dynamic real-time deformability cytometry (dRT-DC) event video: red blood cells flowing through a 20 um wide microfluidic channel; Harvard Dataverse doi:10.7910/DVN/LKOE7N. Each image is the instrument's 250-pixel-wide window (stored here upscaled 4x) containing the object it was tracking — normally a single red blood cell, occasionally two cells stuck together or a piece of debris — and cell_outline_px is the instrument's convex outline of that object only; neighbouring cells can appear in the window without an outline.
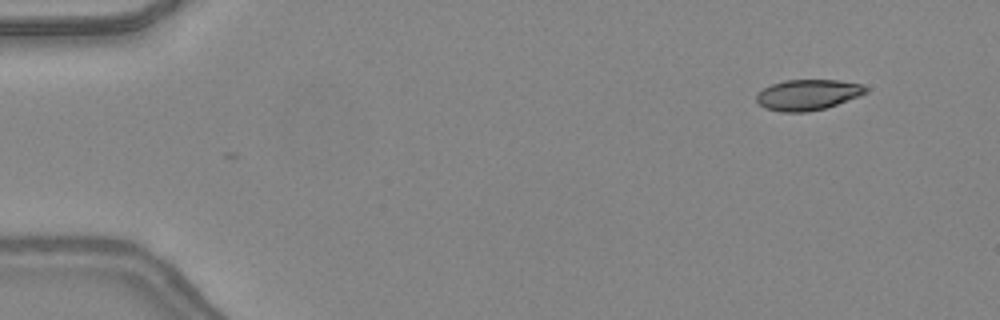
{"species": "common noctule bat (a hibernating species)", "species_latin": "Nyctalus noctula", "temperature_condition": "warm", "stored_images_in_passage": 45, "camera_frame_rate_fps": 3000, "um_per_image_px": 0.085, "animal": {"sex": "female", "body_mass_g": 24.6, "forearm_length_mm": 56.2}, "frame": {"image": 1, "passage_image": 2, "time_ms": 0.333, "image_size_px": [1000, 320], "cell_outline_px": [[868, 92], [860, 96], [824, 108], [808, 112], [780, 112], [764, 108], [756, 100], [756, 96], [764, 88], [772, 84], [784, 80], [840, 80], [860, 84], [868, 88]], "centroid_in_image_um": [68.67, 8.06], "position_along_channel_um": 16.3, "area_um2": 19.48}}
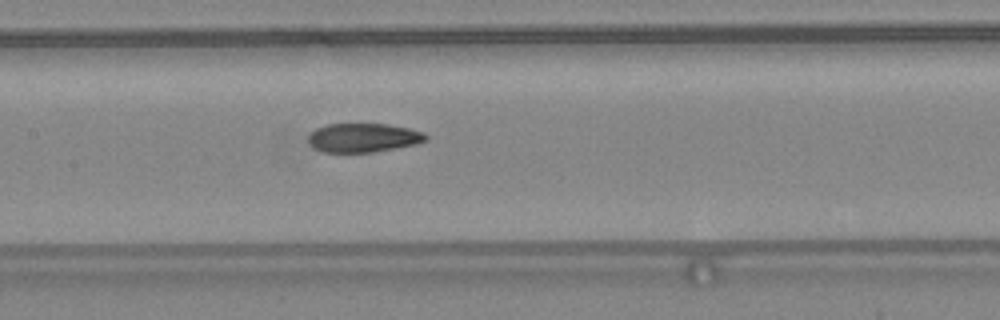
{"frame": {"image": 2, "passage_image": 21, "time_ms": 6.667, "image_size_px": [1000, 320], "cell_outline_px": [[428, 140], [416, 144], [396, 148], [372, 152], [320, 152], [312, 148], [308, 140], [308, 136], [316, 128], [328, 124], [388, 124], [408, 128], [424, 132], [428, 136]], "centroid_in_image_um": [30.88, 11.71], "position_along_channel_um": 176.5, "area_um2": 19.94}}
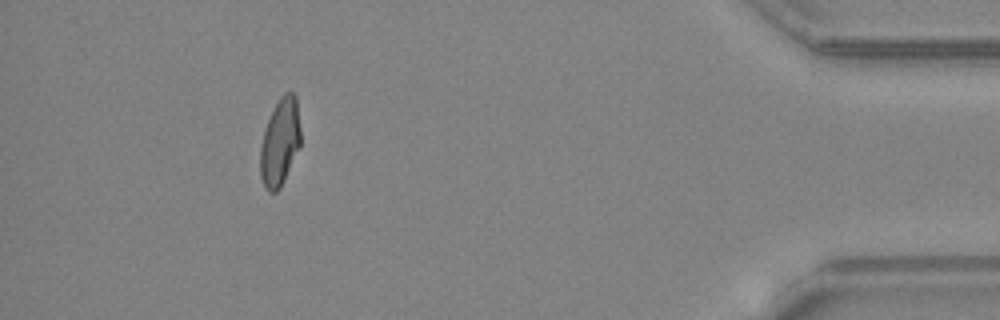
{"frame": {"image": 3, "passage_image": 41, "time_ms": 13.333, "image_size_px": [1000, 320], "cell_outline_px": [[300, 148], [280, 188], [276, 192], [268, 192], [260, 176], [260, 148], [264, 132], [268, 120], [280, 96], [284, 92], [292, 92], [296, 96], [300, 128]], "centroid_in_image_um": [23.81, 12.1], "position_along_channel_um": 411.4, "area_um2": 20.46}, "authors_computed_cell_mechanics": {"area_um2": 20.8658, "velocity_mm_per_s": 4.3953, "shape_relaxation_time_tau1_ms": null, "shape_relaxation_time_tau2_ms": 1.837, "deformation_change_tau1": null, "deformation_change_tau2": 0.0756}}